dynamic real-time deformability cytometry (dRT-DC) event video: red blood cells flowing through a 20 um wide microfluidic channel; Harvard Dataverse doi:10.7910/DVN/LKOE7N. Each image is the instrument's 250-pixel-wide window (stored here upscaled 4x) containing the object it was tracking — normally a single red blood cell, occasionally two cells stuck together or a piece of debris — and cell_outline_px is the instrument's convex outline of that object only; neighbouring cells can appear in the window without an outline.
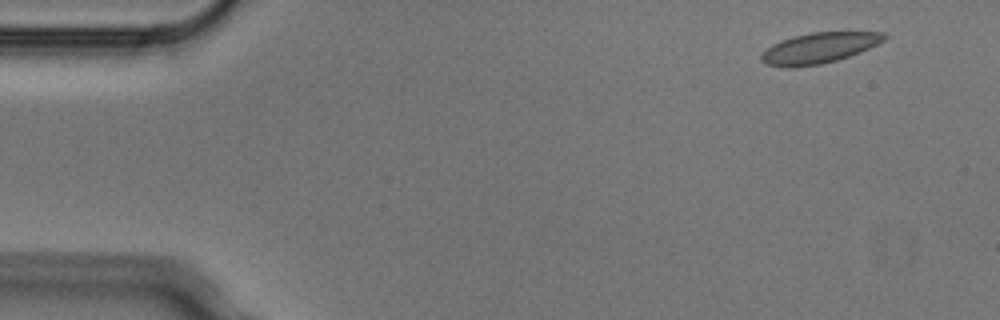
{"species": "Egyptian fruit bat (a non-hibernating species)", "species_latin": "Rousettus aegyptiacus", "temperature_condition": "cold", "stored_images_in_passage": 4, "camera_frame_rate_fps": 3000, "um_per_image_px": 0.085, "animal": {"sex": "male"}, "frame": {"image": 1, "passage_image": 1, "time_ms": 0.0, "image_size_px": [1000, 320], "cell_outline_px": [[888, 36], [884, 40], [860, 52], [836, 60], [820, 64], [792, 68], [784, 68], [768, 64], [760, 60], [760, 56], [772, 44], [792, 36], [812, 32], [884, 32]], "centroid_in_image_um": [69.6, 4.08], "position_along_channel_um": 15.4, "area_um2": 21.79}}
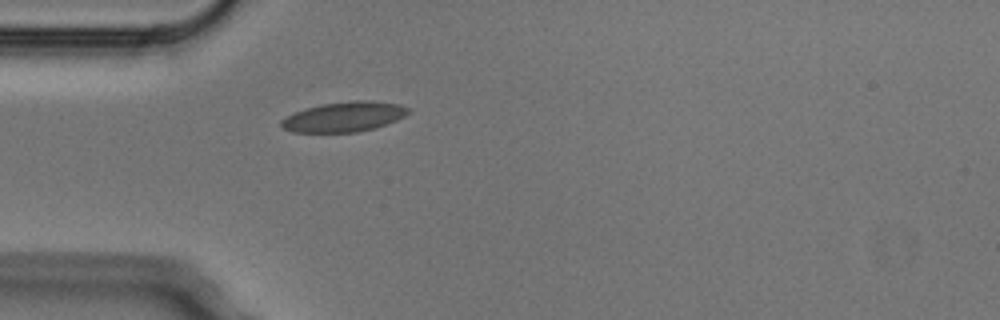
{"frame": {"image": 2, "passage_image": 4, "time_ms": 1.0, "image_size_px": [1000, 320], "cell_outline_px": [[408, 112], [404, 116], [396, 120], [376, 128], [356, 132], [292, 132], [284, 128], [280, 124], [280, 120], [296, 112], [308, 108], [324, 104], [352, 100], [372, 100], [400, 104], [408, 108]], "centroid_in_image_um": [29.27, 9.92], "position_along_channel_um": 55.7, "area_um2": 21.96}}